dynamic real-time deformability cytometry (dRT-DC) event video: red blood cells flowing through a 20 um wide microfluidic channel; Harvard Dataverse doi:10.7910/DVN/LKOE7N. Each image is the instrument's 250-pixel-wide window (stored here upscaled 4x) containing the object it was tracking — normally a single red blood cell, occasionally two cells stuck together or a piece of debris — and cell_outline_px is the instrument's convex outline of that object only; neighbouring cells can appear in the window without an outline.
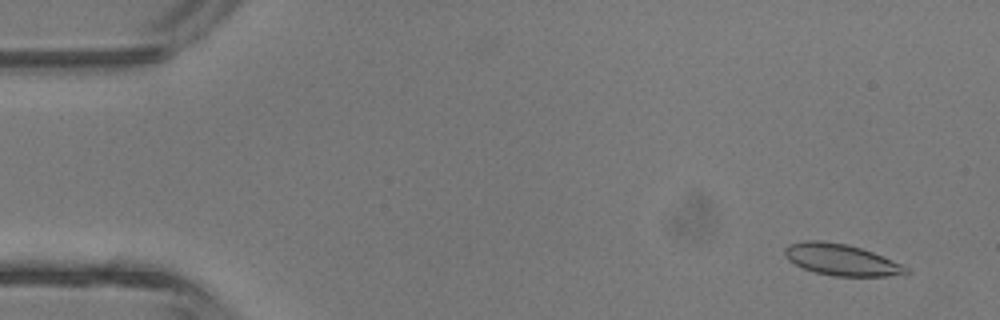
{"species": "common noctule bat (a hibernating species)", "species_latin": "Nyctalus noctula", "temperature_condition": "room temperature", "stored_images_in_passage": 44, "camera_frame_rate_fps": 3000, "um_per_image_px": 0.085, "animal": {"sex": "male", "body_mass_g": 13.3}, "frame": {"image": 1, "passage_image": 3, "time_ms": 0.667, "image_size_px": [1000, 320], "cell_outline_px": [[908, 272], [888, 276], [836, 276], [816, 272], [804, 268], [788, 260], [784, 256], [784, 248], [788, 244], [804, 240], [820, 240], [848, 244], [872, 252], [892, 260], [908, 268]], "centroid_in_image_um": [71.44, 22.06], "position_along_channel_um": 13.6, "area_um2": 21.96}}
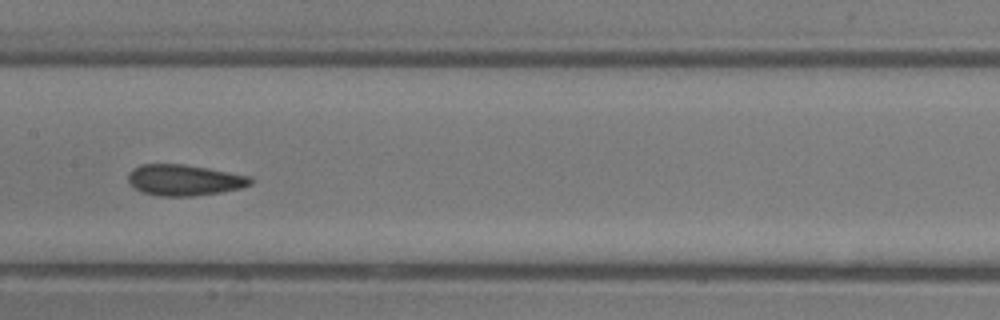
{"frame": {"image": 2, "passage_image": 22, "time_ms": 7.0, "image_size_px": [1000, 320], "cell_outline_px": [[252, 184], [240, 188], [220, 192], [192, 196], [160, 196], [144, 192], [128, 184], [128, 172], [132, 168], [140, 164], [184, 164], [208, 168], [252, 176]], "centroid_in_image_um": [15.65, 15.29], "position_along_channel_um": 191.7, "area_um2": 22.2}}
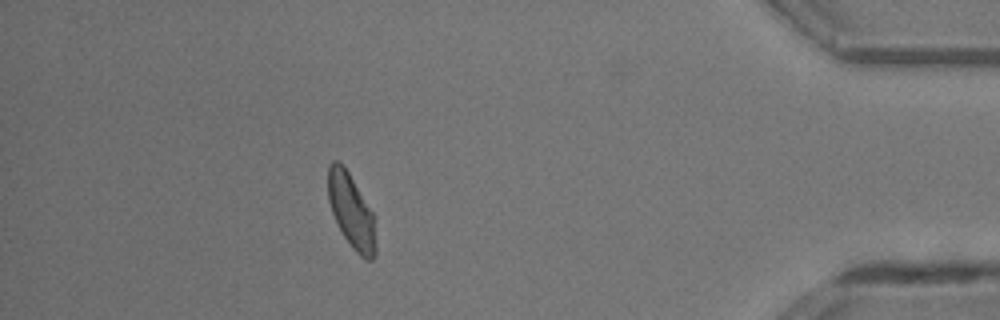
{"frame": {"image": 3, "passage_image": 39, "time_ms": 12.667, "image_size_px": [1000, 320], "cell_outline_px": [[376, 256], [372, 260], [364, 260], [352, 248], [344, 236], [332, 212], [328, 200], [328, 164], [332, 160], [340, 160], [348, 172], [372, 212], [376, 244]], "centroid_in_image_um": [29.85, 17.95], "position_along_channel_um": 405.3, "area_um2": 20.46}, "authors_computed_cell_mechanics": {"area_um2": 21.964, "velocity_mm_per_s": 4.675, "shape_relaxation_time_tau1_ms": 3.6644, "shape_relaxation_time_tau2_ms": 2.5986, "deformation_change_tau1": 0.1055, "deformation_change_tau2": 0.087}}